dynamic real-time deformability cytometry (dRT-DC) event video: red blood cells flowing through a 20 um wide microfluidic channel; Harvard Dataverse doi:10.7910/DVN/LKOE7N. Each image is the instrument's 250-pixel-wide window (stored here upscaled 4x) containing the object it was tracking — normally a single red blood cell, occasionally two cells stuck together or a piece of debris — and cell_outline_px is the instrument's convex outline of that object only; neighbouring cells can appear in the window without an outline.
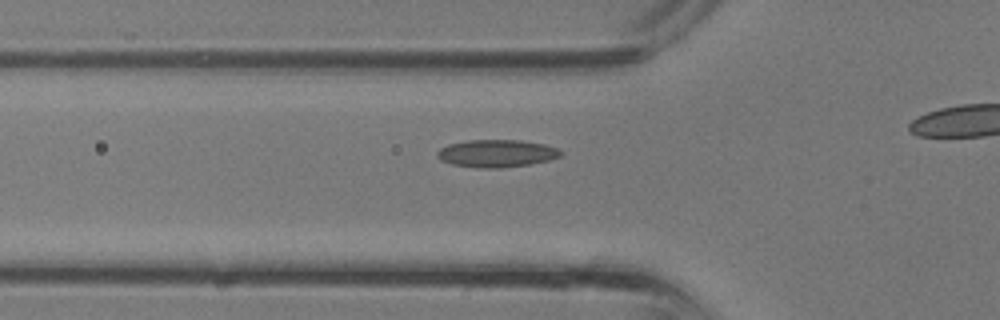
{"species": "common noctule bat (a hibernating species)", "species_latin": "Nyctalus noctula", "temperature_condition": "room temperature", "stored_images_in_passage": 14, "camera_frame_rate_fps": 3000, "um_per_image_px": 0.085, "animal": {"sex": "male", "body_mass_g": 13.3}, "frame": {"image": 1, "passage_image": 8, "time_ms": 2.333, "image_size_px": [1000, 320], "cell_outline_px": [[564, 152], [560, 156], [548, 160], [528, 164], [500, 168], [476, 168], [452, 164], [440, 160], [436, 156], [436, 152], [440, 148], [448, 144], [468, 140], [520, 140], [544, 144], [556, 148]], "centroid_in_image_um": [42.17, 13.04], "position_along_channel_um": 83.6, "area_um2": 19.83}}
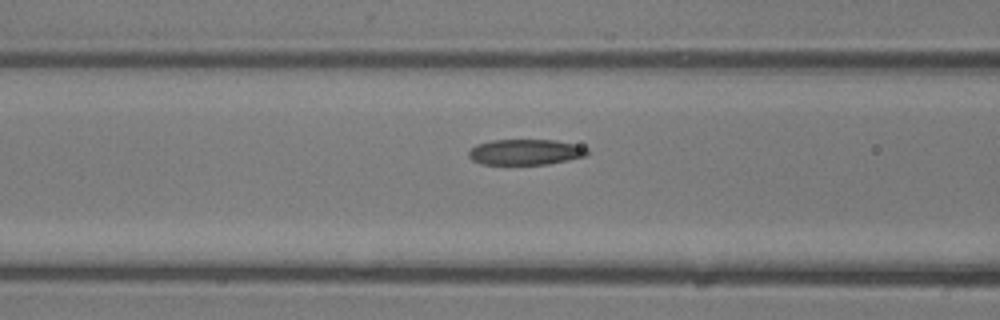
{"frame": {"image": 2, "passage_image": 10, "time_ms": 3.0, "image_size_px": [1000, 320], "cell_outline_px": [[588, 152], [584, 156], [568, 160], [548, 164], [480, 164], [472, 160], [468, 156], [468, 152], [476, 144], [492, 140], [556, 140], [576, 144], [588, 148]], "centroid_in_image_um": [44.65, 12.92], "position_along_channel_um": 121.9, "area_um2": 17.74}}